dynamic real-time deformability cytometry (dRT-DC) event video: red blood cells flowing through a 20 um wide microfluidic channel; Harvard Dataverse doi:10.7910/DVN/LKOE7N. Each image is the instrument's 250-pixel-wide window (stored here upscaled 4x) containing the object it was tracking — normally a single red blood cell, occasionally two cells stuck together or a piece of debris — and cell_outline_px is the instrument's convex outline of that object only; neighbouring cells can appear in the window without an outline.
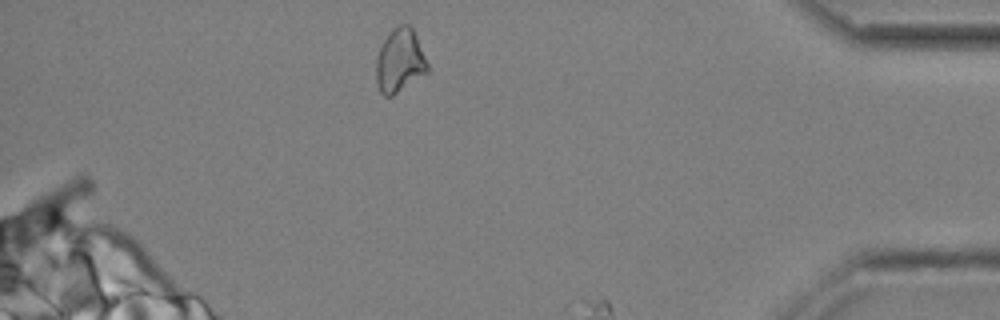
{"species": "common noctule bat (a hibernating species)", "species_latin": "Nyctalus noctula", "temperature_condition": "cold", "stored_images_in_passage": 56, "camera_frame_rate_fps": 3000, "um_per_image_px": 0.085, "animal": {"sex": "male", "body_mass_g": 20.4}, "frame": {"image": 1, "passage_image": 55, "time_ms": 18.0, "image_size_px": [1000, 320], "cell_outline_px": [[428, 72], [392, 96], [384, 96], [380, 92], [376, 84], [376, 56], [384, 40], [392, 28], [400, 24], [408, 24], [412, 28], [416, 36], [428, 64]], "centroid_in_image_um": [33.96, 5.17], "position_along_channel_um": 401.2, "area_um2": 19.02}}